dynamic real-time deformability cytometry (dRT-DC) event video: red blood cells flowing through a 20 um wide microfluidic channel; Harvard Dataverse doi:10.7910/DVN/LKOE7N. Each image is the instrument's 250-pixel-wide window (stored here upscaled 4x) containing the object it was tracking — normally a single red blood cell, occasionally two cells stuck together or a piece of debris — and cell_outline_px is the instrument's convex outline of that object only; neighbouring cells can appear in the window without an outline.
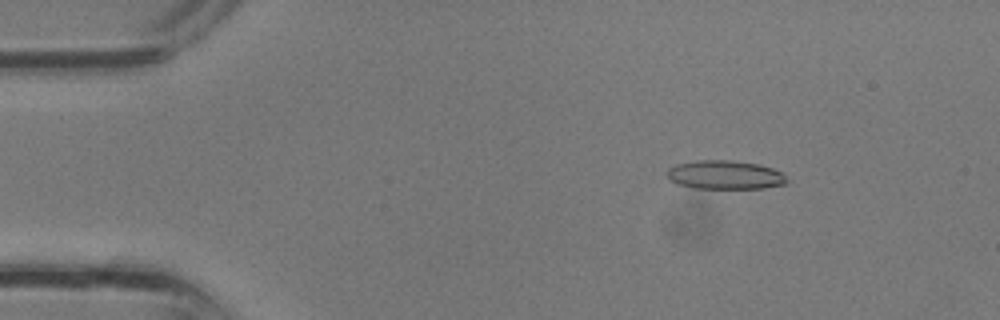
{"species": "common noctule bat (a hibernating species)", "species_latin": "Nyctalus noctula", "temperature_condition": "room temperature", "stored_images_in_passage": 34, "camera_frame_rate_fps": 3000, "um_per_image_px": 0.085, "animal": {"sex": "male", "body_mass_g": 13.3}, "frame": {"image": 1, "passage_image": 5, "time_ms": 1.333, "image_size_px": [1000, 320], "cell_outline_px": [[788, 180], [784, 184], [764, 188], [696, 188], [676, 184], [668, 180], [668, 168], [676, 164], [696, 160], [728, 160], [760, 164], [772, 168], [780, 172]], "centroid_in_image_um": [61.59, 14.86], "position_along_channel_um": 23.4, "area_um2": 20.06}}
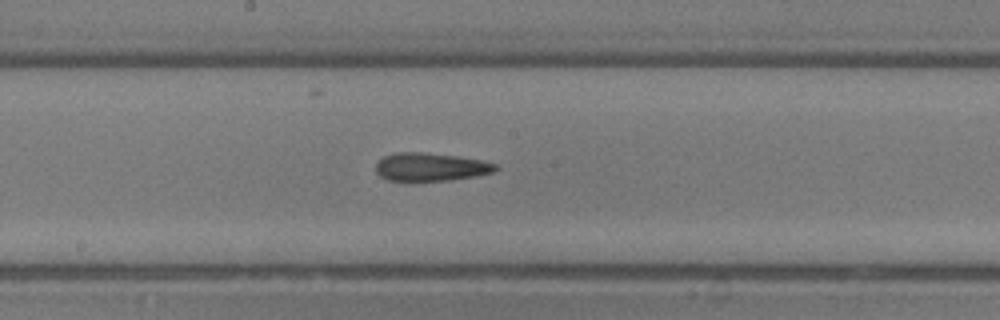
{"frame": {"image": 2, "passage_image": 18, "time_ms": 5.667, "image_size_px": [1000, 320], "cell_outline_px": [[500, 168], [492, 172], [476, 176], [448, 180], [388, 180], [380, 176], [376, 172], [376, 164], [384, 156], [396, 152], [424, 152], [456, 156], [480, 160], [496, 164]], "centroid_in_image_um": [36.6, 14.18], "position_along_channel_um": 211.6, "area_um2": 19.42}}
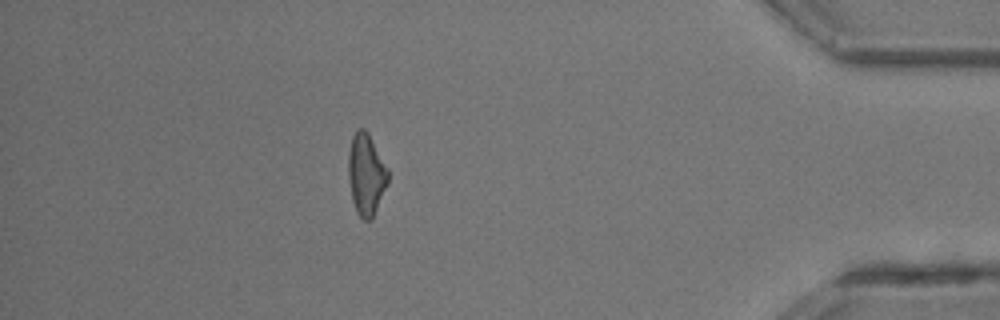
{"frame": {"image": 3, "passage_image": 30, "time_ms": 9.667, "image_size_px": [1000, 320], "cell_outline_px": [[388, 184], [372, 220], [364, 220], [356, 212], [352, 200], [348, 176], [348, 152], [352, 136], [360, 128], [364, 128], [368, 132], [388, 168]], "centroid_in_image_um": [31.13, 14.83], "position_along_channel_um": 404.1, "area_um2": 19.02}}